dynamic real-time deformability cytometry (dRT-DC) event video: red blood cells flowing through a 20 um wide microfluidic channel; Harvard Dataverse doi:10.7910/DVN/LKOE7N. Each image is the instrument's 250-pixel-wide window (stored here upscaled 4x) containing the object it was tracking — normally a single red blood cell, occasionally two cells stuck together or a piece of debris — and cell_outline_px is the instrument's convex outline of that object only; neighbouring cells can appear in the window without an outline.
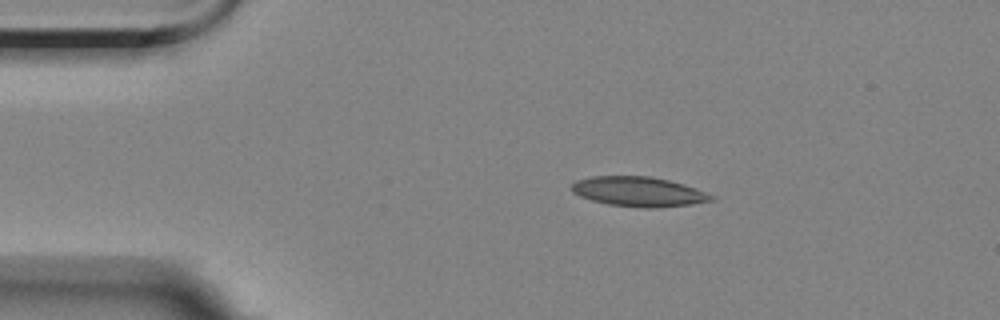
{"species": "Egyptian fruit bat (a non-hibernating species)", "species_latin": "Rousettus aegyptiacus", "temperature_condition": "room temperature", "stored_images_in_passage": 5, "camera_frame_rate_fps": 3000, "um_per_image_px": 0.085, "animal": {"sex": "female"}, "frame": {"image": 1, "passage_image": 1, "time_ms": 0.0, "image_size_px": [1000, 320], "cell_outline_px": [[716, 200], [692, 204], [652, 208], [644, 208], [608, 204], [592, 200], [580, 196], [572, 192], [572, 184], [576, 180], [592, 176], [652, 176], [684, 184], [696, 188], [716, 196]], "centroid_in_image_um": [54.32, 16.29], "position_along_channel_um": 30.7, "area_um2": 24.28}}
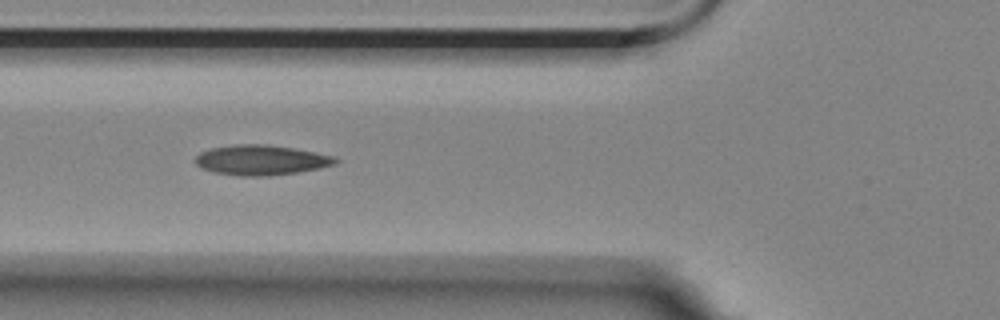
{"frame": {"image": 2, "passage_image": 4, "time_ms": 3.333, "image_size_px": [1000, 320], "cell_outline_px": [[340, 160], [336, 164], [320, 168], [296, 172], [268, 176], [240, 176], [216, 172], [200, 168], [192, 160], [200, 152], [212, 148], [236, 144], [264, 144], [292, 148], [332, 156]], "centroid_in_image_um": [22.15, 13.61], "position_along_channel_um": 103.6, "area_um2": 24.39}}
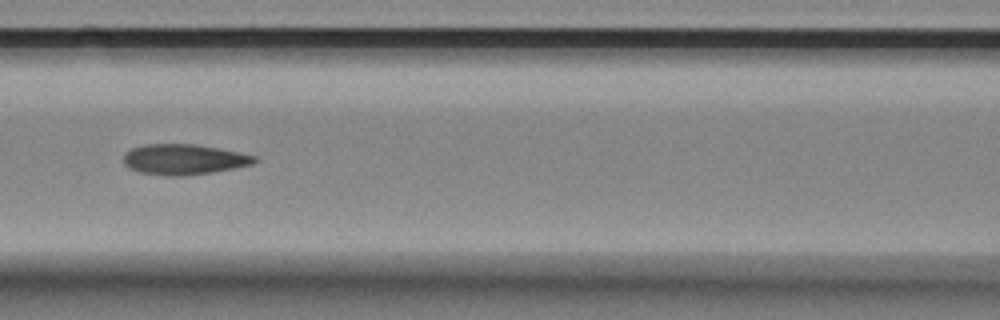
{"frame": {"image": 3, "passage_image": 5, "time_ms": 4.667, "image_size_px": [1000, 320], "cell_outline_px": [[260, 160], [252, 164], [212, 172], [188, 176], [168, 176], [140, 172], [128, 168], [124, 164], [124, 152], [132, 148], [144, 144], [192, 144], [216, 148], [256, 156]], "centroid_in_image_um": [15.59, 13.55], "position_along_channel_um": 151.0, "area_um2": 23.18}}